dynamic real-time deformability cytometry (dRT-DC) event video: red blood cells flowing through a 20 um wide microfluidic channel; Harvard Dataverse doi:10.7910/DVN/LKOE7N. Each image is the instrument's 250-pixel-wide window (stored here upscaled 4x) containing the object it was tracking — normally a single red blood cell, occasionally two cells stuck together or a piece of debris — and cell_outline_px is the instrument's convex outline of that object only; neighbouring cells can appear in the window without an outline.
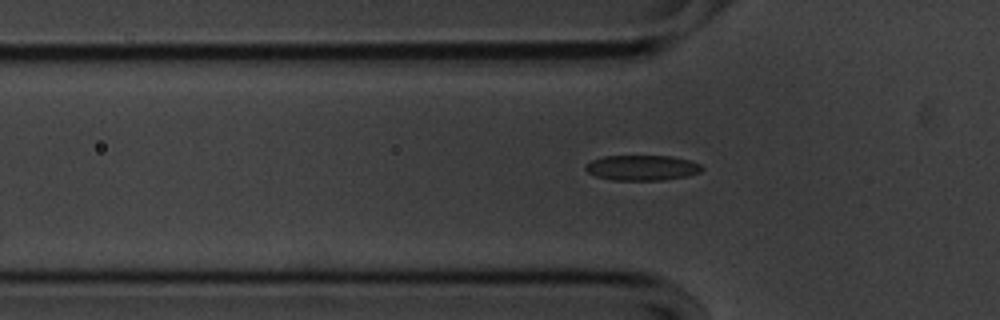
{"species": "common noctule bat (a hibernating species)", "species_latin": "Nyctalus noctula", "temperature_condition": "cold", "stored_images_in_passage": 37, "camera_frame_rate_fps": 3000, "um_per_image_px": 0.085, "animal": {"sex": "male", "body_mass_g": 20.1, "forearm_length_mm": 53.5}, "frame": {"image": 1, "passage_image": 6, "time_ms": 1.667, "image_size_px": [1000, 320], "cell_outline_px": [[704, 168], [700, 172], [688, 176], [664, 180], [612, 180], [596, 176], [588, 172], [584, 168], [584, 164], [592, 160], [604, 156], [672, 156], [688, 160], [700, 164]], "centroid_in_image_um": [54.57, 14.26], "position_along_channel_um": 71.2, "area_um2": 17.22}}
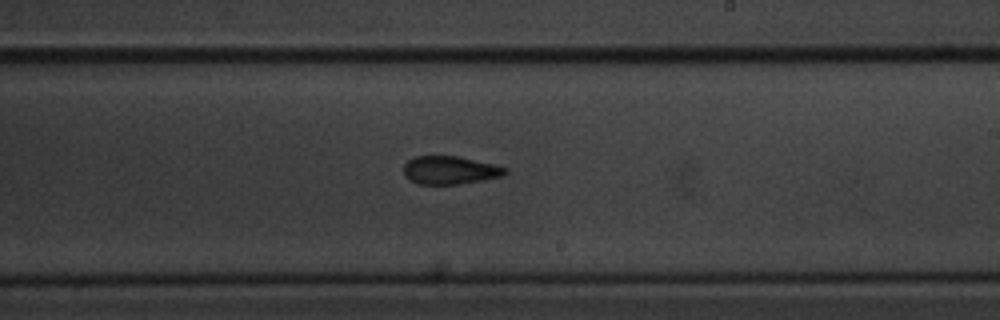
{"frame": {"image": 2, "passage_image": 21, "time_ms": 6.667, "image_size_px": [1000, 320], "cell_outline_px": [[508, 172], [504, 176], [456, 184], [416, 184], [408, 180], [404, 176], [404, 164], [412, 156], [456, 156], [496, 164], [508, 168]], "centroid_in_image_um": [38.23, 14.46], "position_along_channel_um": 250.8, "area_um2": 16.82}}
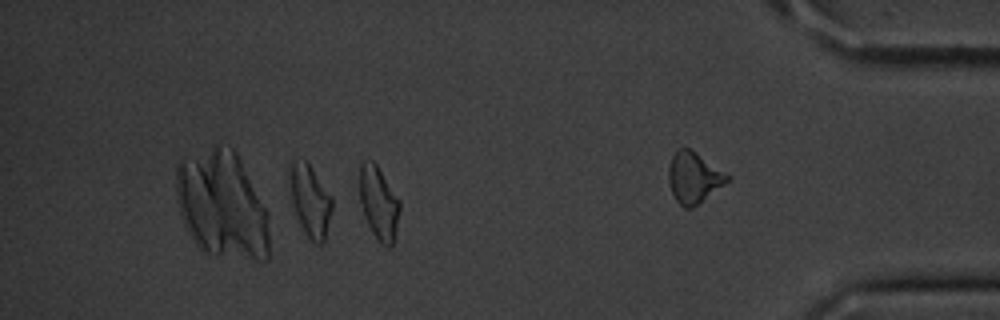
{"frame": {"image": 3, "passage_image": 32, "time_ms": 10.333, "image_size_px": [1000, 320], "cell_outline_px": [[400, 208], [396, 232], [392, 248], [388, 248], [380, 244], [372, 232], [364, 216], [360, 200], [360, 164], [364, 160], [372, 160], [376, 164], [400, 200]], "centroid_in_image_um": [32.21, 17.29], "position_along_channel_um": 403.0, "area_um2": 17.22}, "authors_computed_cell_mechanics": {"area_um2": 17.1666, "velocity_mm_per_s": 3.5743, "shape_relaxation_time_tau1_ms": 5.5218, "shape_relaxation_time_tau2_ms": 3.6959, "deformation_change_tau1": 0.1259, "deformation_change_tau2": 0.1178}}